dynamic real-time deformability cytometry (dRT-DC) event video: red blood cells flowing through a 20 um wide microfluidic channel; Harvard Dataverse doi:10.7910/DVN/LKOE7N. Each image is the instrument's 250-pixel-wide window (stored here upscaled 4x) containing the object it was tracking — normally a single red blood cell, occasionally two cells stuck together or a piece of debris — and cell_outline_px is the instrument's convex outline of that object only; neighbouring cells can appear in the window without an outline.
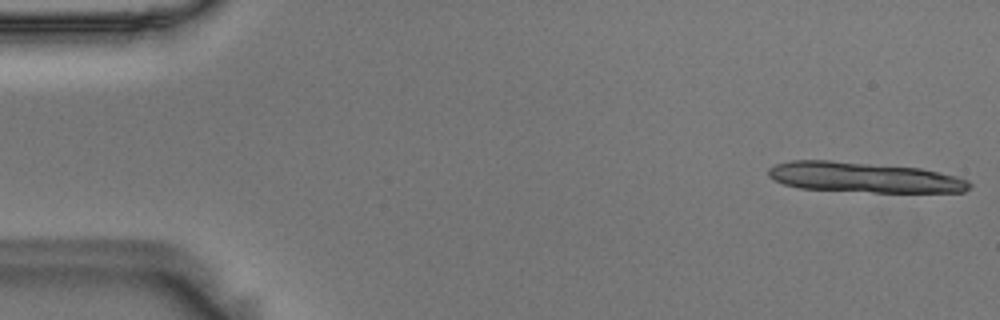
{"species": "Egyptian fruit bat (a non-hibernating species)", "species_latin": "Rousettus aegyptiacus", "temperature_condition": "room temperature", "stored_images_in_passage": 10, "camera_frame_rate_fps": 3000, "um_per_image_px": 0.085, "animal": {"sex": "male"}, "frame": {"image": 1, "passage_image": 1, "time_ms": 0.0, "image_size_px": [1000, 320], "cell_outline_px": [[972, 188], [964, 192], [872, 192], [800, 188], [784, 184], [772, 180], [768, 176], [768, 168], [776, 164], [792, 160], [832, 160], [920, 168], [940, 172], [956, 176], [968, 180], [972, 184]], "centroid_in_image_um": [73.45, 15.07], "position_along_channel_um": 11.5, "area_um2": 35.66}}